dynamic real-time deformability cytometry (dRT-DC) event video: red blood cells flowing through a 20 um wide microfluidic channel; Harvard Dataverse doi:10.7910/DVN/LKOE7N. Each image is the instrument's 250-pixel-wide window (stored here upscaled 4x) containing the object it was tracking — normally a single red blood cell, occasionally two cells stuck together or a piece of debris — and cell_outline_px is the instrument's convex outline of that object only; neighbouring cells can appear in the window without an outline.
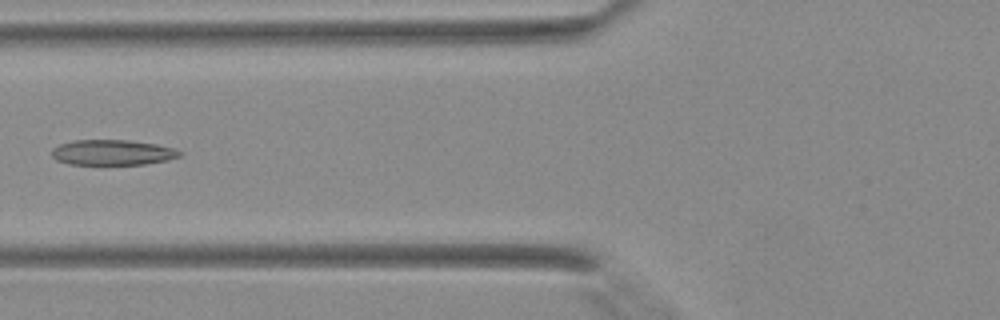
{"species": "Egyptian fruit bat (a non-hibernating species)", "species_latin": "Rousettus aegyptiacus", "temperature_condition": "warm", "stored_images_in_passage": 4, "camera_frame_rate_fps": 3000, "um_per_image_px": 0.085, "animal": {"sex": "female"}, "frame": {"image": 1, "passage_image": 4, "time_ms": 1.0, "image_size_px": [1000, 320], "cell_outline_px": [[184, 152], [180, 156], [168, 160], [144, 164], [68, 164], [56, 160], [52, 156], [52, 148], [60, 144], [72, 140], [128, 140], [156, 144], [176, 148]], "centroid_in_image_um": [9.58, 12.95], "position_along_channel_um": 116.2, "area_um2": 19.02}}